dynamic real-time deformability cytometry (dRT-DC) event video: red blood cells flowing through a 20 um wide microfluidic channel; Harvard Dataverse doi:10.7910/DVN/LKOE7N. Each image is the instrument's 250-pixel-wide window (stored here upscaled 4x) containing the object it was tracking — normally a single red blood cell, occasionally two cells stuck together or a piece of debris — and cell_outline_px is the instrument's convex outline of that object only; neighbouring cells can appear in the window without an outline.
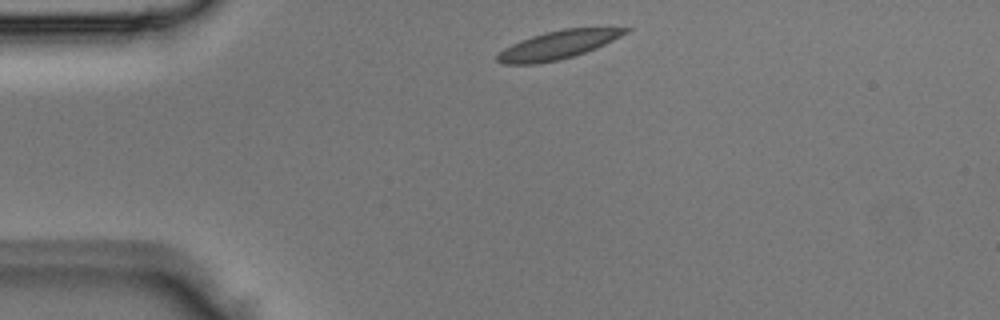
{"species": "Egyptian fruit bat (a non-hibernating species)", "species_latin": "Rousettus aegyptiacus", "temperature_condition": "room temperature", "stored_images_in_passage": 1, "camera_frame_rate_fps": 3000, "um_per_image_px": 0.085, "animal": {"sex": "male"}, "frame": {"image": 1, "passage_image": 1, "time_ms": 0.0, "image_size_px": [1000, 320], "cell_outline_px": [[632, 28], [628, 32], [596, 48], [572, 56], [556, 60], [536, 64], [500, 64], [496, 60], [496, 56], [504, 48], [520, 40], [544, 32], [564, 28]], "centroid_in_image_um": [47.37, 3.82], "position_along_channel_um": 37.6, "area_um2": 20.81}}